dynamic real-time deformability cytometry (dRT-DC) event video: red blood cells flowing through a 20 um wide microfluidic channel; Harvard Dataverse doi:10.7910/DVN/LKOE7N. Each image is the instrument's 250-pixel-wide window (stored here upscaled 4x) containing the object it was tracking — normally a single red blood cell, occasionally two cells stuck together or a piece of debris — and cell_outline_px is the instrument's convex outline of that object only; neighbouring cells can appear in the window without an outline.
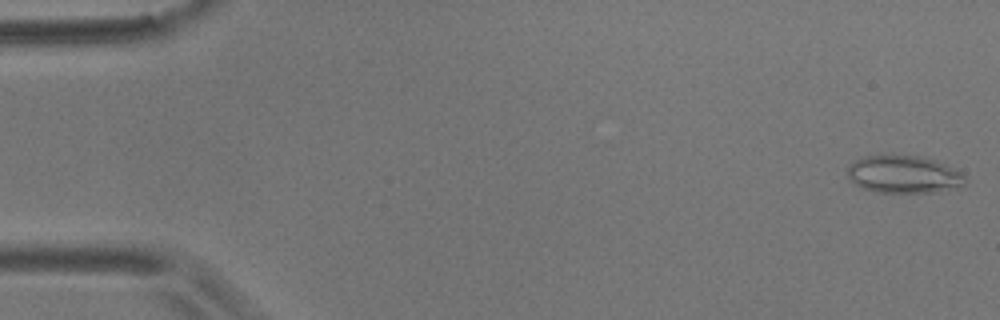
{"species": "common noctule bat (a hibernating species)", "species_latin": "Nyctalus noctula", "temperature_condition": "room temperature", "stored_images_in_passage": 33, "camera_frame_rate_fps": 3000, "um_per_image_px": 0.085, "animal": {"sex": "male", "body_mass_g": 17.9}, "frame": {"image": 1, "passage_image": 1, "time_ms": 0.0, "image_size_px": [1000, 320], "cell_outline_px": [[964, 184], [956, 188], [932, 192], [876, 192], [864, 188], [856, 184], [848, 176], [848, 164], [864, 156], [892, 152], [920, 156], [936, 160], [960, 172], [964, 176]], "centroid_in_image_um": [76.78, 14.77], "position_along_channel_um": 8.2, "area_um2": 26.13}}
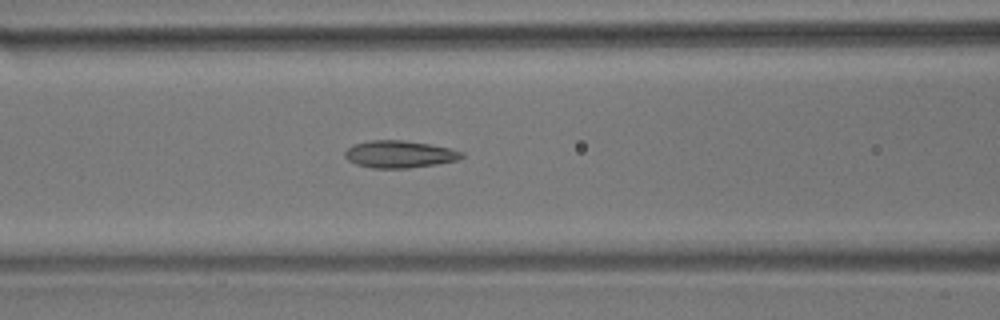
{"frame": {"image": 2, "passage_image": 23, "time_ms": 7.333, "image_size_px": [1000, 320], "cell_outline_px": [[464, 156], [456, 160], [436, 164], [408, 168], [372, 168], [356, 164], [348, 160], [344, 156], [344, 152], [352, 144], [368, 140], [404, 140], [428, 144], [448, 148], [464, 152]], "centroid_in_image_um": [33.91, 13.1], "position_along_channel_um": 132.7, "area_um2": 18.5}}
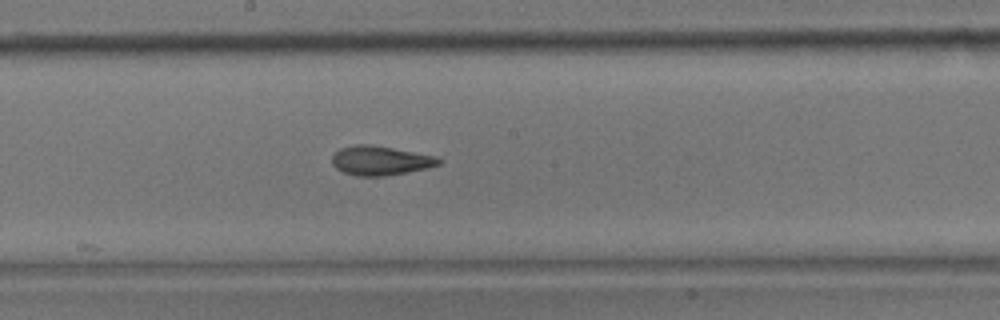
{"frame": {"image": 3, "passage_image": 30, "time_ms": 9.667, "image_size_px": [1000, 320], "cell_outline_px": [[440, 164], [428, 168], [384, 176], [356, 176], [344, 172], [336, 168], [332, 164], [332, 156], [340, 148], [352, 144], [368, 144], [392, 148], [436, 156], [440, 160]], "centroid_in_image_um": [32.3, 13.65], "position_along_channel_um": 215.9, "area_um2": 18.09}}